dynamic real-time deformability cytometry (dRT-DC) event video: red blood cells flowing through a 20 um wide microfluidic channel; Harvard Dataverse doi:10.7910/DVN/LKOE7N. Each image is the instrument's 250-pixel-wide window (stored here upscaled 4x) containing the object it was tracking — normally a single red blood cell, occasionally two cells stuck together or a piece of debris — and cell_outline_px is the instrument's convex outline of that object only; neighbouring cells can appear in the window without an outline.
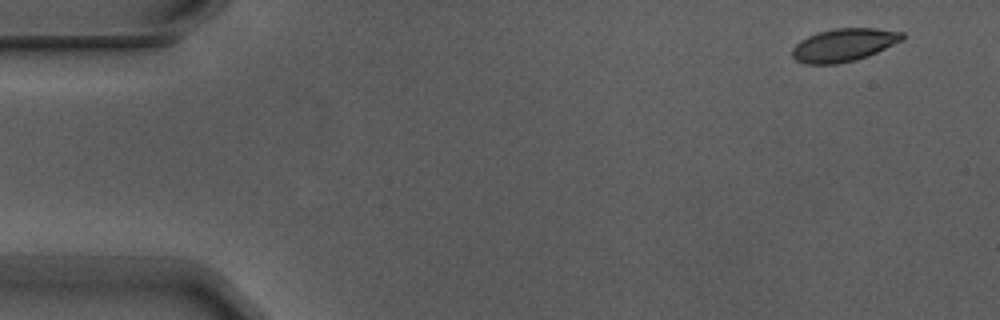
{"species": "Egyptian fruit bat (a non-hibernating species)", "species_latin": "Rousettus aegyptiacus", "temperature_condition": "warm", "stored_images_in_passage": 3, "camera_frame_rate_fps": 3000, "um_per_image_px": 0.085, "animal": {"sex": "male"}, "frame": {"image": 1, "passage_image": 1, "time_ms": 0.0, "image_size_px": [1000, 320], "cell_outline_px": [[904, 40], [868, 56], [856, 60], [836, 64], [804, 64], [796, 60], [792, 56], [792, 48], [800, 40], [816, 32], [832, 28], [876, 28], [904, 32]], "centroid_in_image_um": [71.72, 3.82], "position_along_channel_um": 13.3, "area_um2": 21.39}}